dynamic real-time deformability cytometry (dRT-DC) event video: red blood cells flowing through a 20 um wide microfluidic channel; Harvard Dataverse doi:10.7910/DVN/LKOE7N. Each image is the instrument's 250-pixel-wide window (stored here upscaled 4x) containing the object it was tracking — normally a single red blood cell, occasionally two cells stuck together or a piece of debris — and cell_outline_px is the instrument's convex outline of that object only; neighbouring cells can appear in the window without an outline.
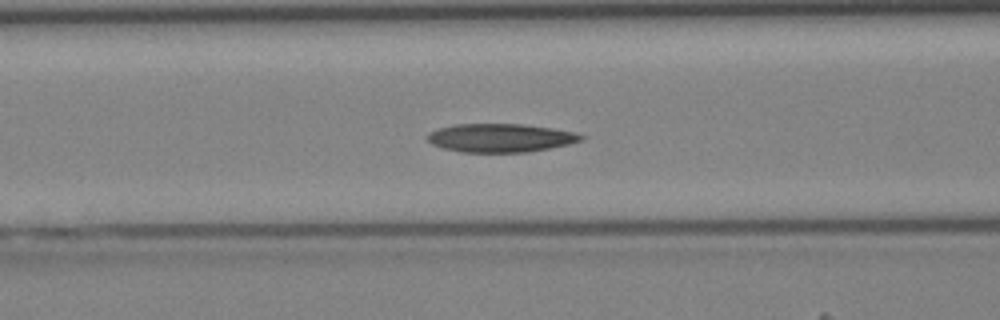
{"species": "Egyptian fruit bat (a non-hibernating species)", "species_latin": "Rousettus aegyptiacus", "temperature_condition": "cold", "stored_images_in_passage": 29, "camera_frame_rate_fps": 3000, "um_per_image_px": 0.085, "animal": {"sex": "female"}, "frame": {"image": 1, "passage_image": 4, "time_ms": 1.0, "image_size_px": [1000, 320], "cell_outline_px": [[584, 140], [568, 144], [528, 152], [460, 152], [444, 148], [432, 144], [424, 136], [428, 132], [440, 128], [456, 124], [524, 124], [552, 128], [576, 132], [584, 136]], "centroid_in_image_um": [42.53, 11.71], "position_along_channel_um": 124.1, "area_um2": 25.55}}
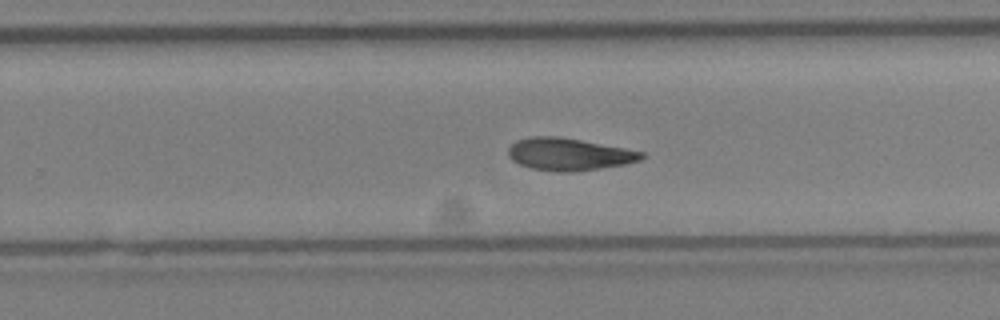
{"frame": {"image": 2, "passage_image": 14, "time_ms": 4.333, "image_size_px": [1000, 320], "cell_outline_px": [[644, 156], [640, 160], [624, 164], [600, 168], [572, 172], [560, 172], [532, 168], [520, 164], [512, 160], [508, 156], [508, 148], [516, 140], [528, 136], [556, 136], [580, 140], [624, 148], [644, 152]], "centroid_in_image_um": [48.32, 13.1], "position_along_channel_um": 281.5, "area_um2": 24.91}}
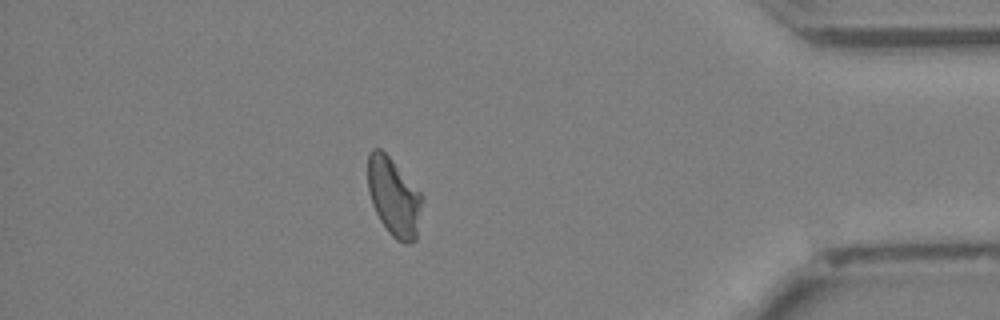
{"frame": {"image": 3, "passage_image": 24, "time_ms": 7.667, "image_size_px": [1000, 320], "cell_outline_px": [[424, 200], [416, 240], [408, 244], [396, 240], [388, 232], [380, 220], [372, 204], [368, 188], [368, 152], [372, 148], [380, 148], [392, 160], [424, 196]], "centroid_in_image_um": [33.5, 16.76], "position_along_channel_um": 401.7, "area_um2": 24.91}}